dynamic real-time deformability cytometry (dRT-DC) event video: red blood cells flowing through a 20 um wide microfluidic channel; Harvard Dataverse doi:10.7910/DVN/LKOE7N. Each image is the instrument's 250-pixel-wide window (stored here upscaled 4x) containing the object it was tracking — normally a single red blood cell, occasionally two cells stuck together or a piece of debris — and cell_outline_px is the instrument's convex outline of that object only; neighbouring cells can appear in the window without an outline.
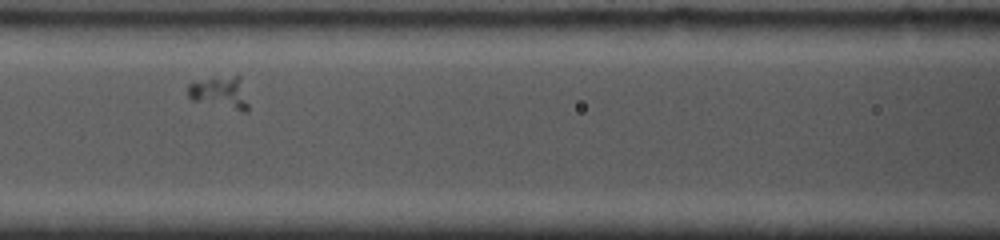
{"species": "common noctule bat (a hibernating species)", "species_latin": "Nyctalus noctula", "temperature_condition": "cold", "stored_images_in_passage": 32, "camera_frame_rate_fps": 5000, "um_per_image_px": 0.085, "animal": {"sex": "female", "body_mass_g": 19.0, "forearm_length_mm": 53.3}, "frame": {"image": 1, "passage_image": 10, "time_ms": 3.0, "image_size_px": [1000, 240], "cell_outline_px": [[248, 112], [244, 112], [192, 100], [188, 96], [188, 84], [208, 80], [236, 76], [240, 76], [248, 104]], "centroid_in_image_um": [18.74, 7.92], "position_along_channel_um": 147.9, "area_um2": 10.87}}
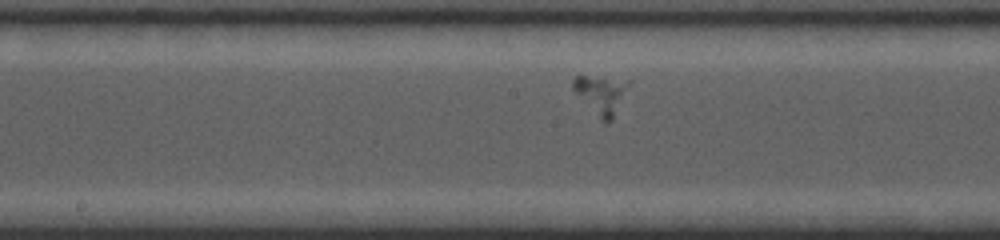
{"frame": {"image": 2, "passage_image": 14, "time_ms": 4.4, "image_size_px": [1000, 240], "cell_outline_px": [[632, 84], [612, 120], [608, 124], [604, 124], [600, 120], [572, 88], [572, 80], [576, 76], [584, 76], [632, 80]], "centroid_in_image_um": [51.16, 8.05], "position_along_channel_um": 197.0, "area_um2": 12.72}}
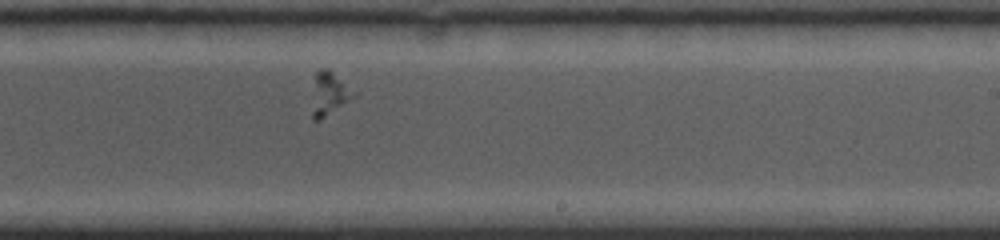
{"frame": {"image": 3, "passage_image": 19, "time_ms": 6.2, "image_size_px": [1000, 240], "cell_outline_px": [[356, 96], [320, 120], [312, 120], [312, 112], [316, 72], [324, 68], [328, 68], [356, 92]], "centroid_in_image_um": [28.01, 7.97], "position_along_channel_um": 261.0, "area_um2": 10.17}}